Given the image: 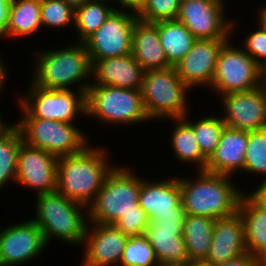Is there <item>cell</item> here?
<instances>
[{
  "instance_id": "1",
  "label": "cell",
  "mask_w": 266,
  "mask_h": 266,
  "mask_svg": "<svg viewBox=\"0 0 266 266\" xmlns=\"http://www.w3.org/2000/svg\"><path fill=\"white\" fill-rule=\"evenodd\" d=\"M106 152L87 146L79 154L58 157L56 191L88 207L114 168Z\"/></svg>"
},
{
  "instance_id": "2",
  "label": "cell",
  "mask_w": 266,
  "mask_h": 266,
  "mask_svg": "<svg viewBox=\"0 0 266 266\" xmlns=\"http://www.w3.org/2000/svg\"><path fill=\"white\" fill-rule=\"evenodd\" d=\"M197 180L179 179L181 201L186 215L220 219L238 212L243 195L230 176L199 170Z\"/></svg>"
},
{
  "instance_id": "3",
  "label": "cell",
  "mask_w": 266,
  "mask_h": 266,
  "mask_svg": "<svg viewBox=\"0 0 266 266\" xmlns=\"http://www.w3.org/2000/svg\"><path fill=\"white\" fill-rule=\"evenodd\" d=\"M77 43L61 50L37 51L31 82L44 89H71L70 85L81 82L77 89L87 92L91 84L82 81L91 76L92 64L85 44Z\"/></svg>"
},
{
  "instance_id": "4",
  "label": "cell",
  "mask_w": 266,
  "mask_h": 266,
  "mask_svg": "<svg viewBox=\"0 0 266 266\" xmlns=\"http://www.w3.org/2000/svg\"><path fill=\"white\" fill-rule=\"evenodd\" d=\"M85 207L57 191L37 194V216L32 221L42 230L46 244L52 237L71 244H83L88 225L82 213Z\"/></svg>"
},
{
  "instance_id": "5",
  "label": "cell",
  "mask_w": 266,
  "mask_h": 266,
  "mask_svg": "<svg viewBox=\"0 0 266 266\" xmlns=\"http://www.w3.org/2000/svg\"><path fill=\"white\" fill-rule=\"evenodd\" d=\"M141 184V177L124 167L114 166L96 198L88 206L89 221L115 224L126 213L138 211Z\"/></svg>"
},
{
  "instance_id": "6",
  "label": "cell",
  "mask_w": 266,
  "mask_h": 266,
  "mask_svg": "<svg viewBox=\"0 0 266 266\" xmlns=\"http://www.w3.org/2000/svg\"><path fill=\"white\" fill-rule=\"evenodd\" d=\"M188 90L190 88L177 75L175 67L146 70L140 88L146 112L151 120L186 116Z\"/></svg>"
},
{
  "instance_id": "7",
  "label": "cell",
  "mask_w": 266,
  "mask_h": 266,
  "mask_svg": "<svg viewBox=\"0 0 266 266\" xmlns=\"http://www.w3.org/2000/svg\"><path fill=\"white\" fill-rule=\"evenodd\" d=\"M87 114L103 123L131 124L149 120L140 89L90 85L86 93Z\"/></svg>"
},
{
  "instance_id": "8",
  "label": "cell",
  "mask_w": 266,
  "mask_h": 266,
  "mask_svg": "<svg viewBox=\"0 0 266 266\" xmlns=\"http://www.w3.org/2000/svg\"><path fill=\"white\" fill-rule=\"evenodd\" d=\"M23 142L41 148L56 157L81 153L88 145L85 134L73 123L39 118H22L15 124Z\"/></svg>"
},
{
  "instance_id": "9",
  "label": "cell",
  "mask_w": 266,
  "mask_h": 266,
  "mask_svg": "<svg viewBox=\"0 0 266 266\" xmlns=\"http://www.w3.org/2000/svg\"><path fill=\"white\" fill-rule=\"evenodd\" d=\"M29 95L20 98L22 118H39L72 123L79 114H87L86 93L70 89H44L30 83Z\"/></svg>"
},
{
  "instance_id": "10",
  "label": "cell",
  "mask_w": 266,
  "mask_h": 266,
  "mask_svg": "<svg viewBox=\"0 0 266 266\" xmlns=\"http://www.w3.org/2000/svg\"><path fill=\"white\" fill-rule=\"evenodd\" d=\"M260 86L259 65L242 47L230 46L228 40L220 50L210 89L222 97L224 94L247 92Z\"/></svg>"
},
{
  "instance_id": "11",
  "label": "cell",
  "mask_w": 266,
  "mask_h": 266,
  "mask_svg": "<svg viewBox=\"0 0 266 266\" xmlns=\"http://www.w3.org/2000/svg\"><path fill=\"white\" fill-rule=\"evenodd\" d=\"M136 13L115 9L106 21L83 43L90 60H102L132 53V35Z\"/></svg>"
},
{
  "instance_id": "12",
  "label": "cell",
  "mask_w": 266,
  "mask_h": 266,
  "mask_svg": "<svg viewBox=\"0 0 266 266\" xmlns=\"http://www.w3.org/2000/svg\"><path fill=\"white\" fill-rule=\"evenodd\" d=\"M222 0H190L180 4L177 20L196 39L229 40L233 21H225ZM224 13V14H223Z\"/></svg>"
},
{
  "instance_id": "13",
  "label": "cell",
  "mask_w": 266,
  "mask_h": 266,
  "mask_svg": "<svg viewBox=\"0 0 266 266\" xmlns=\"http://www.w3.org/2000/svg\"><path fill=\"white\" fill-rule=\"evenodd\" d=\"M47 244L42 230L28 220L0 232V266H20L38 257Z\"/></svg>"
},
{
  "instance_id": "14",
  "label": "cell",
  "mask_w": 266,
  "mask_h": 266,
  "mask_svg": "<svg viewBox=\"0 0 266 266\" xmlns=\"http://www.w3.org/2000/svg\"><path fill=\"white\" fill-rule=\"evenodd\" d=\"M222 96L227 127L248 132L266 128V87Z\"/></svg>"
},
{
  "instance_id": "15",
  "label": "cell",
  "mask_w": 266,
  "mask_h": 266,
  "mask_svg": "<svg viewBox=\"0 0 266 266\" xmlns=\"http://www.w3.org/2000/svg\"><path fill=\"white\" fill-rule=\"evenodd\" d=\"M58 157L22 142L18 152L16 183L37 189V194L56 191Z\"/></svg>"
},
{
  "instance_id": "16",
  "label": "cell",
  "mask_w": 266,
  "mask_h": 266,
  "mask_svg": "<svg viewBox=\"0 0 266 266\" xmlns=\"http://www.w3.org/2000/svg\"><path fill=\"white\" fill-rule=\"evenodd\" d=\"M139 206L149 220H184L179 178L154 183L142 179Z\"/></svg>"
},
{
  "instance_id": "17",
  "label": "cell",
  "mask_w": 266,
  "mask_h": 266,
  "mask_svg": "<svg viewBox=\"0 0 266 266\" xmlns=\"http://www.w3.org/2000/svg\"><path fill=\"white\" fill-rule=\"evenodd\" d=\"M228 40L196 39L183 59L175 65L177 75L191 89L211 87L218 56Z\"/></svg>"
},
{
  "instance_id": "18",
  "label": "cell",
  "mask_w": 266,
  "mask_h": 266,
  "mask_svg": "<svg viewBox=\"0 0 266 266\" xmlns=\"http://www.w3.org/2000/svg\"><path fill=\"white\" fill-rule=\"evenodd\" d=\"M87 226L84 243L86 253L82 266H111L119 263L129 236L114 224L91 223Z\"/></svg>"
},
{
  "instance_id": "19",
  "label": "cell",
  "mask_w": 266,
  "mask_h": 266,
  "mask_svg": "<svg viewBox=\"0 0 266 266\" xmlns=\"http://www.w3.org/2000/svg\"><path fill=\"white\" fill-rule=\"evenodd\" d=\"M184 220H150L145 235L160 266L185 265L188 261L182 236Z\"/></svg>"
},
{
  "instance_id": "20",
  "label": "cell",
  "mask_w": 266,
  "mask_h": 266,
  "mask_svg": "<svg viewBox=\"0 0 266 266\" xmlns=\"http://www.w3.org/2000/svg\"><path fill=\"white\" fill-rule=\"evenodd\" d=\"M247 253L244 221L236 214L216 219L212 244L205 261L212 266L225 263Z\"/></svg>"
},
{
  "instance_id": "21",
  "label": "cell",
  "mask_w": 266,
  "mask_h": 266,
  "mask_svg": "<svg viewBox=\"0 0 266 266\" xmlns=\"http://www.w3.org/2000/svg\"><path fill=\"white\" fill-rule=\"evenodd\" d=\"M90 61L91 75L94 77L92 79L95 80L91 85H110L123 89L141 88L145 70L132 53Z\"/></svg>"
},
{
  "instance_id": "22",
  "label": "cell",
  "mask_w": 266,
  "mask_h": 266,
  "mask_svg": "<svg viewBox=\"0 0 266 266\" xmlns=\"http://www.w3.org/2000/svg\"><path fill=\"white\" fill-rule=\"evenodd\" d=\"M247 143L248 131L225 126L217 148L207 159L205 171L230 176L244 170Z\"/></svg>"
},
{
  "instance_id": "23",
  "label": "cell",
  "mask_w": 266,
  "mask_h": 266,
  "mask_svg": "<svg viewBox=\"0 0 266 266\" xmlns=\"http://www.w3.org/2000/svg\"><path fill=\"white\" fill-rule=\"evenodd\" d=\"M132 54L145 71L172 67L160 43L158 22L136 21L132 35Z\"/></svg>"
},
{
  "instance_id": "24",
  "label": "cell",
  "mask_w": 266,
  "mask_h": 266,
  "mask_svg": "<svg viewBox=\"0 0 266 266\" xmlns=\"http://www.w3.org/2000/svg\"><path fill=\"white\" fill-rule=\"evenodd\" d=\"M238 212L244 221L247 252L259 258L266 252V204L254 193L243 194Z\"/></svg>"
},
{
  "instance_id": "25",
  "label": "cell",
  "mask_w": 266,
  "mask_h": 266,
  "mask_svg": "<svg viewBox=\"0 0 266 266\" xmlns=\"http://www.w3.org/2000/svg\"><path fill=\"white\" fill-rule=\"evenodd\" d=\"M215 219L206 216L185 215L182 236L189 260H205L211 244Z\"/></svg>"
},
{
  "instance_id": "26",
  "label": "cell",
  "mask_w": 266,
  "mask_h": 266,
  "mask_svg": "<svg viewBox=\"0 0 266 266\" xmlns=\"http://www.w3.org/2000/svg\"><path fill=\"white\" fill-rule=\"evenodd\" d=\"M158 32L161 46L168 63L174 67L191 49L196 38L180 21H158Z\"/></svg>"
},
{
  "instance_id": "27",
  "label": "cell",
  "mask_w": 266,
  "mask_h": 266,
  "mask_svg": "<svg viewBox=\"0 0 266 266\" xmlns=\"http://www.w3.org/2000/svg\"><path fill=\"white\" fill-rule=\"evenodd\" d=\"M41 26V0H11L6 36L27 37Z\"/></svg>"
},
{
  "instance_id": "28",
  "label": "cell",
  "mask_w": 266,
  "mask_h": 266,
  "mask_svg": "<svg viewBox=\"0 0 266 266\" xmlns=\"http://www.w3.org/2000/svg\"><path fill=\"white\" fill-rule=\"evenodd\" d=\"M176 127L172 133V147L176 158L182 163L194 162L199 165V170H205L207 158L202 154L199 143L195 138L193 128L183 119L177 118Z\"/></svg>"
},
{
  "instance_id": "29",
  "label": "cell",
  "mask_w": 266,
  "mask_h": 266,
  "mask_svg": "<svg viewBox=\"0 0 266 266\" xmlns=\"http://www.w3.org/2000/svg\"><path fill=\"white\" fill-rule=\"evenodd\" d=\"M115 10L104 1L90 0L75 9L74 25L82 43L106 21Z\"/></svg>"
},
{
  "instance_id": "30",
  "label": "cell",
  "mask_w": 266,
  "mask_h": 266,
  "mask_svg": "<svg viewBox=\"0 0 266 266\" xmlns=\"http://www.w3.org/2000/svg\"><path fill=\"white\" fill-rule=\"evenodd\" d=\"M22 142V134L16 125L9 126L0 134V189L11 179L16 182L18 152Z\"/></svg>"
},
{
  "instance_id": "31",
  "label": "cell",
  "mask_w": 266,
  "mask_h": 266,
  "mask_svg": "<svg viewBox=\"0 0 266 266\" xmlns=\"http://www.w3.org/2000/svg\"><path fill=\"white\" fill-rule=\"evenodd\" d=\"M187 116L183 119L193 128L195 138L199 143L202 154L208 159L218 146L220 136L226 124L221 117L210 116L200 118L198 121H188Z\"/></svg>"
},
{
  "instance_id": "32",
  "label": "cell",
  "mask_w": 266,
  "mask_h": 266,
  "mask_svg": "<svg viewBox=\"0 0 266 266\" xmlns=\"http://www.w3.org/2000/svg\"><path fill=\"white\" fill-rule=\"evenodd\" d=\"M119 264L120 266H160L154 248L145 234L128 238Z\"/></svg>"
},
{
  "instance_id": "33",
  "label": "cell",
  "mask_w": 266,
  "mask_h": 266,
  "mask_svg": "<svg viewBox=\"0 0 266 266\" xmlns=\"http://www.w3.org/2000/svg\"><path fill=\"white\" fill-rule=\"evenodd\" d=\"M244 170L266 176V128L248 132Z\"/></svg>"
},
{
  "instance_id": "34",
  "label": "cell",
  "mask_w": 266,
  "mask_h": 266,
  "mask_svg": "<svg viewBox=\"0 0 266 266\" xmlns=\"http://www.w3.org/2000/svg\"><path fill=\"white\" fill-rule=\"evenodd\" d=\"M179 9V0H145L136 16L138 20L150 23L176 20Z\"/></svg>"
},
{
  "instance_id": "35",
  "label": "cell",
  "mask_w": 266,
  "mask_h": 266,
  "mask_svg": "<svg viewBox=\"0 0 266 266\" xmlns=\"http://www.w3.org/2000/svg\"><path fill=\"white\" fill-rule=\"evenodd\" d=\"M75 10L63 0H41V24L65 27L74 24Z\"/></svg>"
},
{
  "instance_id": "36",
  "label": "cell",
  "mask_w": 266,
  "mask_h": 266,
  "mask_svg": "<svg viewBox=\"0 0 266 266\" xmlns=\"http://www.w3.org/2000/svg\"><path fill=\"white\" fill-rule=\"evenodd\" d=\"M149 221L148 215L138 204V211L126 213L114 225L125 235L131 237L144 235Z\"/></svg>"
},
{
  "instance_id": "37",
  "label": "cell",
  "mask_w": 266,
  "mask_h": 266,
  "mask_svg": "<svg viewBox=\"0 0 266 266\" xmlns=\"http://www.w3.org/2000/svg\"><path fill=\"white\" fill-rule=\"evenodd\" d=\"M258 28L244 40V51L260 65L266 60V31Z\"/></svg>"
},
{
  "instance_id": "38",
  "label": "cell",
  "mask_w": 266,
  "mask_h": 266,
  "mask_svg": "<svg viewBox=\"0 0 266 266\" xmlns=\"http://www.w3.org/2000/svg\"><path fill=\"white\" fill-rule=\"evenodd\" d=\"M214 266H259V265H258V258L247 252L235 259Z\"/></svg>"
},
{
  "instance_id": "39",
  "label": "cell",
  "mask_w": 266,
  "mask_h": 266,
  "mask_svg": "<svg viewBox=\"0 0 266 266\" xmlns=\"http://www.w3.org/2000/svg\"><path fill=\"white\" fill-rule=\"evenodd\" d=\"M11 0H0V36L7 32V22Z\"/></svg>"
},
{
  "instance_id": "40",
  "label": "cell",
  "mask_w": 266,
  "mask_h": 266,
  "mask_svg": "<svg viewBox=\"0 0 266 266\" xmlns=\"http://www.w3.org/2000/svg\"><path fill=\"white\" fill-rule=\"evenodd\" d=\"M119 1L120 6L122 5V8H128L130 11L137 13L140 8L142 7L145 0H116Z\"/></svg>"
},
{
  "instance_id": "41",
  "label": "cell",
  "mask_w": 266,
  "mask_h": 266,
  "mask_svg": "<svg viewBox=\"0 0 266 266\" xmlns=\"http://www.w3.org/2000/svg\"><path fill=\"white\" fill-rule=\"evenodd\" d=\"M258 189L253 192L262 202L266 204V181H262Z\"/></svg>"
},
{
  "instance_id": "42",
  "label": "cell",
  "mask_w": 266,
  "mask_h": 266,
  "mask_svg": "<svg viewBox=\"0 0 266 266\" xmlns=\"http://www.w3.org/2000/svg\"><path fill=\"white\" fill-rule=\"evenodd\" d=\"M260 70V83L262 86L266 87V60L259 65Z\"/></svg>"
},
{
  "instance_id": "43",
  "label": "cell",
  "mask_w": 266,
  "mask_h": 266,
  "mask_svg": "<svg viewBox=\"0 0 266 266\" xmlns=\"http://www.w3.org/2000/svg\"><path fill=\"white\" fill-rule=\"evenodd\" d=\"M260 18H259V27L266 31V7H263V9H261L260 13H258Z\"/></svg>"
},
{
  "instance_id": "44",
  "label": "cell",
  "mask_w": 266,
  "mask_h": 266,
  "mask_svg": "<svg viewBox=\"0 0 266 266\" xmlns=\"http://www.w3.org/2000/svg\"><path fill=\"white\" fill-rule=\"evenodd\" d=\"M66 4L70 5L74 10L80 6H82L84 3L90 1V0H63Z\"/></svg>"
},
{
  "instance_id": "45",
  "label": "cell",
  "mask_w": 266,
  "mask_h": 266,
  "mask_svg": "<svg viewBox=\"0 0 266 266\" xmlns=\"http://www.w3.org/2000/svg\"><path fill=\"white\" fill-rule=\"evenodd\" d=\"M6 68L4 66V63H2V61L0 60V91L1 89H3V84H5V80H6Z\"/></svg>"
},
{
  "instance_id": "46",
  "label": "cell",
  "mask_w": 266,
  "mask_h": 266,
  "mask_svg": "<svg viewBox=\"0 0 266 266\" xmlns=\"http://www.w3.org/2000/svg\"><path fill=\"white\" fill-rule=\"evenodd\" d=\"M184 266H212L205 260H189Z\"/></svg>"
},
{
  "instance_id": "47",
  "label": "cell",
  "mask_w": 266,
  "mask_h": 266,
  "mask_svg": "<svg viewBox=\"0 0 266 266\" xmlns=\"http://www.w3.org/2000/svg\"><path fill=\"white\" fill-rule=\"evenodd\" d=\"M258 265L266 266V252H264L263 255L258 258Z\"/></svg>"
},
{
  "instance_id": "48",
  "label": "cell",
  "mask_w": 266,
  "mask_h": 266,
  "mask_svg": "<svg viewBox=\"0 0 266 266\" xmlns=\"http://www.w3.org/2000/svg\"><path fill=\"white\" fill-rule=\"evenodd\" d=\"M1 119L2 118H0V134L3 133L10 125V123L5 125Z\"/></svg>"
},
{
  "instance_id": "49",
  "label": "cell",
  "mask_w": 266,
  "mask_h": 266,
  "mask_svg": "<svg viewBox=\"0 0 266 266\" xmlns=\"http://www.w3.org/2000/svg\"><path fill=\"white\" fill-rule=\"evenodd\" d=\"M186 1H190V0H179V3H183V2H186Z\"/></svg>"
},
{
  "instance_id": "50",
  "label": "cell",
  "mask_w": 266,
  "mask_h": 266,
  "mask_svg": "<svg viewBox=\"0 0 266 266\" xmlns=\"http://www.w3.org/2000/svg\"><path fill=\"white\" fill-rule=\"evenodd\" d=\"M165 266H184V265H165Z\"/></svg>"
}]
</instances>
